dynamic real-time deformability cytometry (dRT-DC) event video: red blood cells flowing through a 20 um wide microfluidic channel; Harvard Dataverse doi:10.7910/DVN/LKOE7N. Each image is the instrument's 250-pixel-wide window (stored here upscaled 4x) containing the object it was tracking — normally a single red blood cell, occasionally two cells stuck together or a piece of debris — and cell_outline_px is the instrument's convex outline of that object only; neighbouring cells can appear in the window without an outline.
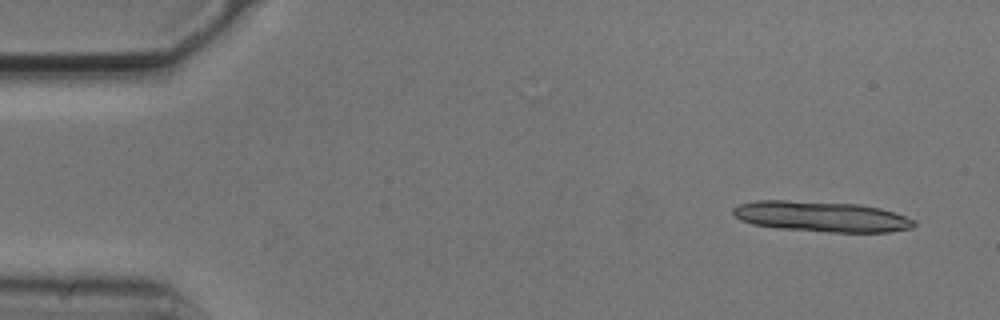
{"species": "common noctule bat (a hibernating species)", "species_latin": "Nyctalus noctula", "temperature_condition": "cold", "stored_images_in_passage": 5, "camera_frame_rate_fps": 3000, "um_per_image_px": 0.085, "animal": {"sex": "male", "body_mass_g": 20.5, "forearm_length_mm": 52.5}, "frame": {"image": 1, "passage_image": 1, "time_ms": 0.0, "image_size_px": [1000, 320], "cell_outline_px": [[916, 224], [912, 228], [892, 232], [832, 232], [776, 228], [752, 224], [740, 220], [732, 216], [732, 208], [740, 204], [756, 200], [784, 200], [860, 204], [880, 208], [896, 212], [916, 220]], "centroid_in_image_um": [69.83, 18.41], "position_along_channel_um": 15.2, "area_um2": 32.54}}
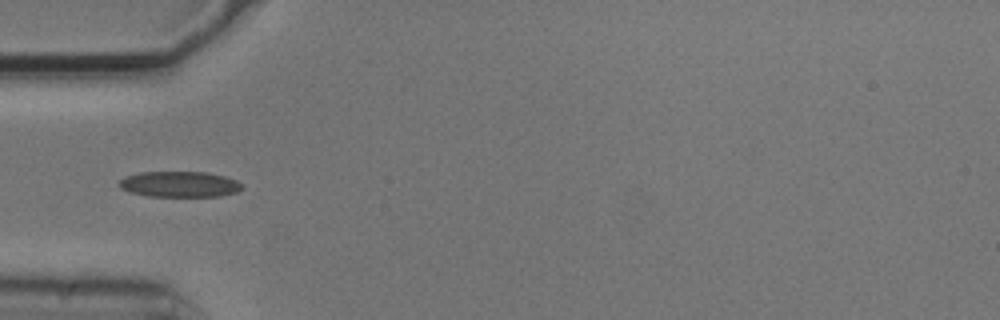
{"frame": {"image": 2, "passage_image": 5, "time_ms": 1.333, "image_size_px": [1000, 320], "cell_outline_px": [[244, 188], [236, 192], [220, 196], [148, 196], [132, 192], [120, 188], [120, 180], [124, 176], [140, 172], [208, 172], [224, 176], [236, 180], [244, 184]], "centroid_in_image_um": [15.3, 15.65], "position_along_channel_um": 69.7, "area_um2": 18.44}}